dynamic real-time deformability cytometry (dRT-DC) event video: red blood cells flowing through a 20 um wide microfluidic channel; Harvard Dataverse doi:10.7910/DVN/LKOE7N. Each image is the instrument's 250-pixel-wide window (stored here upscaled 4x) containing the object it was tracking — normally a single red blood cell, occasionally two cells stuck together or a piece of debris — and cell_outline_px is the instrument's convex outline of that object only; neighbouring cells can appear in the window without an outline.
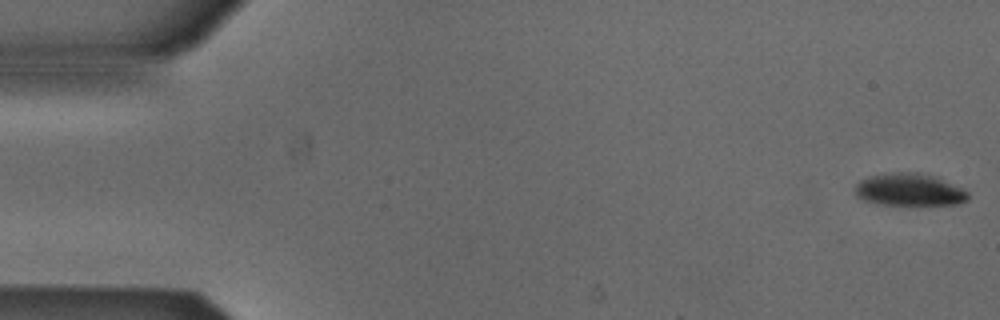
{"species": "Egyptian fruit bat (a non-hibernating species)", "species_latin": "Rousettus aegyptiacus", "temperature_condition": "cold", "stored_images_in_passage": 5, "camera_frame_rate_fps": 3000, "um_per_image_px": 0.085, "animal": {"sex": "male"}, "frame": {"image": 1, "passage_image": 1, "time_ms": 0.0, "image_size_px": [1000, 320], "cell_outline_px": [[968, 200], [956, 204], [880, 204], [864, 200], [856, 196], [852, 188], [860, 180], [868, 176], [884, 172], [916, 172], [936, 176], [968, 192]], "centroid_in_image_um": [77.22, 16.1], "position_along_channel_um": 7.8, "area_um2": 21.39}}
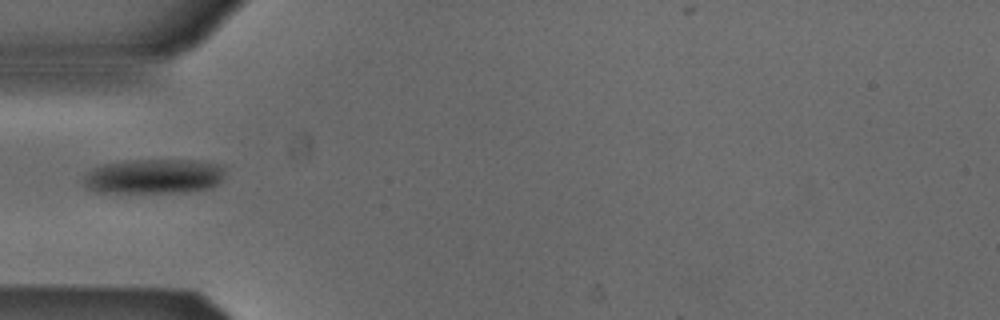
{"frame": {"image": 2, "passage_image": 5, "time_ms": 1.333, "image_size_px": [1000, 320], "cell_outline_px": [[224, 172], [220, 180], [212, 188], [188, 192], [96, 192], [88, 188], [80, 180], [92, 168], [104, 164], [124, 160], [192, 160], [216, 164], [224, 168]], "centroid_in_image_um": [13.03, 14.99], "position_along_channel_um": 72.0, "area_um2": 28.73}}